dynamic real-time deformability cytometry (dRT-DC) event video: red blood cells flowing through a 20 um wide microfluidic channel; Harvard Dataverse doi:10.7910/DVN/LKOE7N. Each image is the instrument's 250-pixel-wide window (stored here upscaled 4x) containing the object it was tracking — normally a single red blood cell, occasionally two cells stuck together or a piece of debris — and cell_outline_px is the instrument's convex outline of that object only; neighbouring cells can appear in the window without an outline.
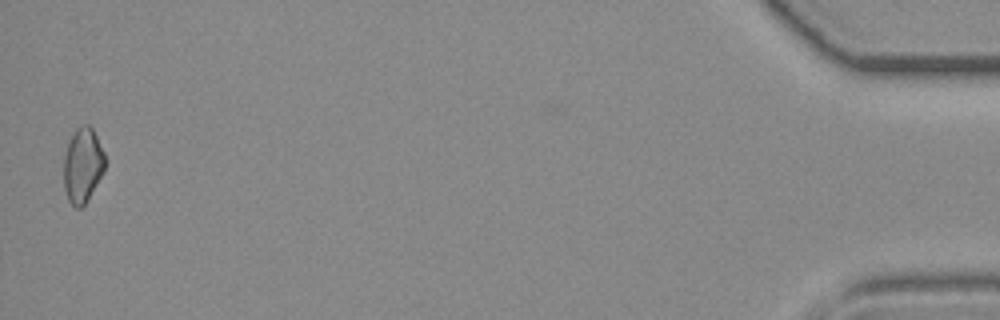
{"species": "common noctule bat (a hibernating species)", "species_latin": "Nyctalus noctula", "temperature_condition": "room temperature", "stored_images_in_passage": 41, "camera_frame_rate_fps": 3000, "um_per_image_px": 0.085, "animal": {"sex": "female", "body_mass_g": 19.3, "forearm_length_mm": 54.1}, "frame": {"image": 1, "passage_image": 41, "time_ms": 13.333, "image_size_px": [1000, 320], "cell_outline_px": [[104, 172], [84, 204], [80, 208], [76, 208], [68, 200], [64, 188], [64, 156], [68, 144], [76, 128], [84, 124], [88, 124], [92, 128], [104, 152]], "centroid_in_image_um": [7.02, 14.04], "position_along_channel_um": 428.2, "area_um2": 17.69}}